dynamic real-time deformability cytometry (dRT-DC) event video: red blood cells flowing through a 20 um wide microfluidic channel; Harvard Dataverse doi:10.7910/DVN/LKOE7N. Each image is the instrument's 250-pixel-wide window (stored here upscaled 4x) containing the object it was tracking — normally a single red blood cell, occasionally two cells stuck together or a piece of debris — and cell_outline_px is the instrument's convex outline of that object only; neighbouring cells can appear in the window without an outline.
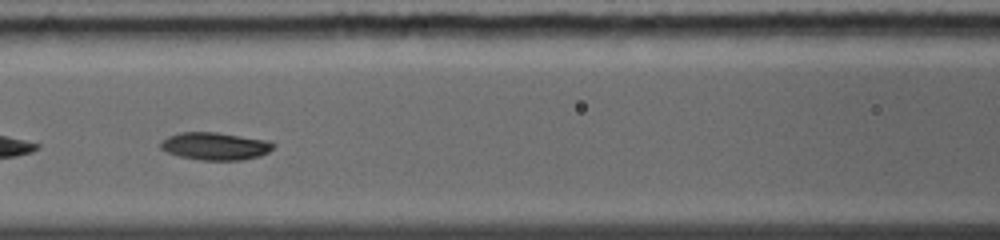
{"species": "common noctule bat (a hibernating species)", "species_latin": "Nyctalus noctula", "temperature_condition": "warm", "stored_images_in_passage": 15, "camera_frame_rate_fps": 5000, "um_per_image_px": 0.085, "animal": {"sex": "female", "body_mass_g": 19.0, "forearm_length_mm": 56.7}, "frame": {"image": 1, "passage_image": 5, "time_ms": 2.4, "image_size_px": [1000, 240], "cell_outline_px": [[276, 144], [268, 152], [260, 156], [244, 160], [200, 160], [180, 156], [168, 152], [160, 148], [160, 144], [168, 136], [180, 132], [216, 132], [268, 140]], "centroid_in_image_um": [18.31, 12.42], "position_along_channel_um": 148.3, "area_um2": 18.09}}
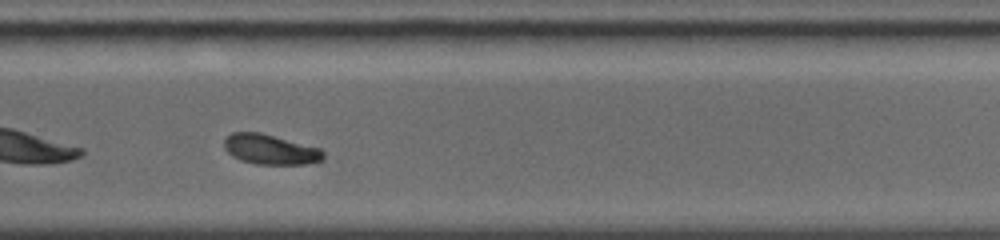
{"frame": {"image": 2, "passage_image": 11, "time_ms": 6.0, "image_size_px": [1000, 240], "cell_outline_px": [[324, 160], [308, 164], [256, 164], [240, 160], [232, 156], [224, 148], [224, 136], [232, 132], [260, 132], [320, 148], [324, 152]], "centroid_in_image_um": [22.96, 12.7], "position_along_channel_um": 306.8, "area_um2": 17.51}}
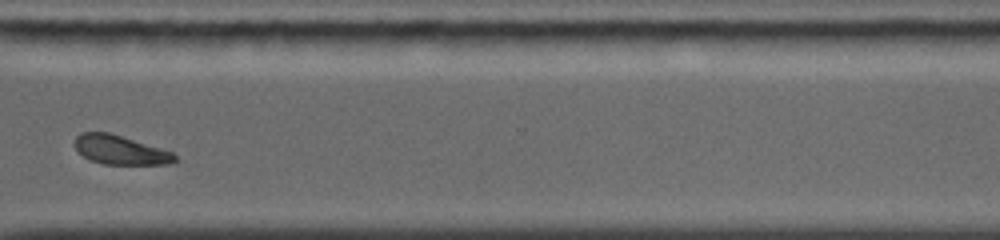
{"frame": {"image": 3, "passage_image": 13, "time_ms": 7.2, "image_size_px": [1000, 240], "cell_outline_px": [[180, 160], [176, 164], [104, 164], [88, 160], [72, 144], [76, 136], [80, 132], [108, 132], [160, 148], [172, 152]], "centroid_in_image_um": [10.23, 12.75], "position_along_channel_um": 360.4, "area_um2": 17.05}, "authors_computed_cell_mechanics": {"area_um2": 17.8024, "velocity_mm_per_s": 4.4096, "shape_relaxation_time_tau1_ms": 1.9787, "shape_relaxation_time_tau2_ms": null, "deformation_change_tau1": 0.1112, "deformation_change_tau2": null}}